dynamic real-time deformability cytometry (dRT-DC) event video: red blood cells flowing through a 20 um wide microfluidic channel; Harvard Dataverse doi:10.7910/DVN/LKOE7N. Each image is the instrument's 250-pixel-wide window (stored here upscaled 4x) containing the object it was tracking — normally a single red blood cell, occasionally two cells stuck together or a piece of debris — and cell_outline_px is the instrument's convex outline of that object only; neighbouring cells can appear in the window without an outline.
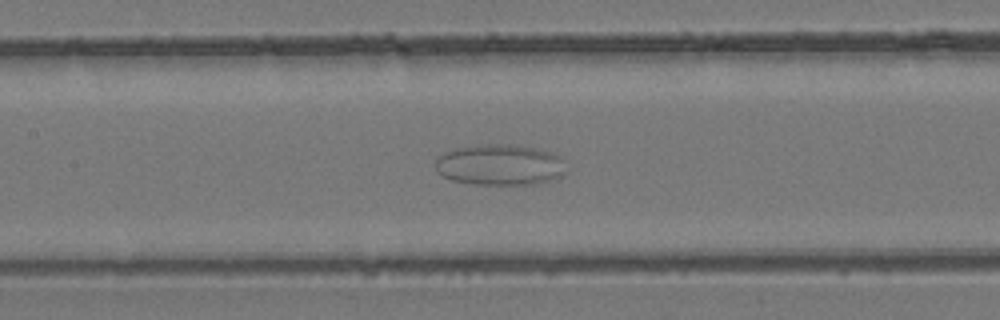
{"species": "common noctule bat (a hibernating species)", "species_latin": "Nyctalus noctula", "temperature_condition": "room temperature", "stored_images_in_passage": 56, "camera_frame_rate_fps": 3000, "um_per_image_px": 0.085, "animal": {"sex": "female", "body_mass_g": 24.6, "forearm_length_mm": 56.2}, "frame": {"image": 1, "passage_image": 27, "time_ms": 8.667, "image_size_px": [1000, 320], "cell_outline_px": [[564, 172], [560, 176], [548, 180], [528, 184], [476, 184], [452, 180], [444, 176], [436, 168], [436, 160], [440, 156], [456, 148], [484, 144], [508, 144], [532, 148], [548, 152], [560, 156]], "centroid_in_image_um": [42.46, 14.01], "position_along_channel_um": 164.9, "area_um2": 30.29}}
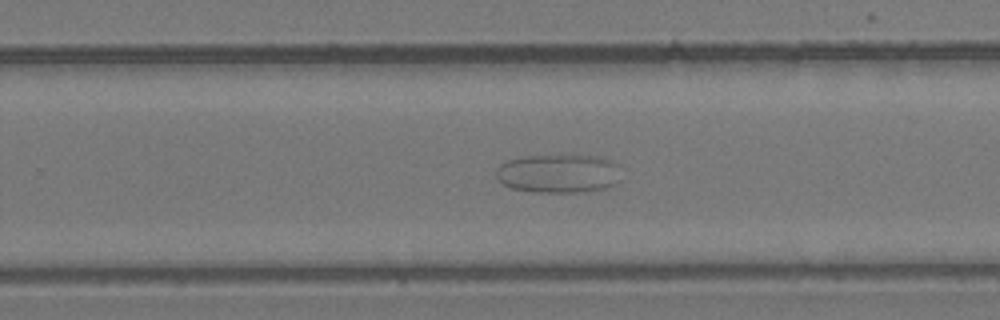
{"frame": {"image": 2, "passage_image": 36, "time_ms": 11.667, "image_size_px": [1000, 320], "cell_outline_px": [[612, 184], [604, 188], [584, 192], [536, 192], [512, 188], [504, 184], [496, 176], [496, 172], [500, 164], [508, 160], [528, 156], [596, 156], [608, 160], [612, 164]], "centroid_in_image_um": [47.29, 14.76], "position_along_channel_um": 282.5, "area_um2": 26.82}}
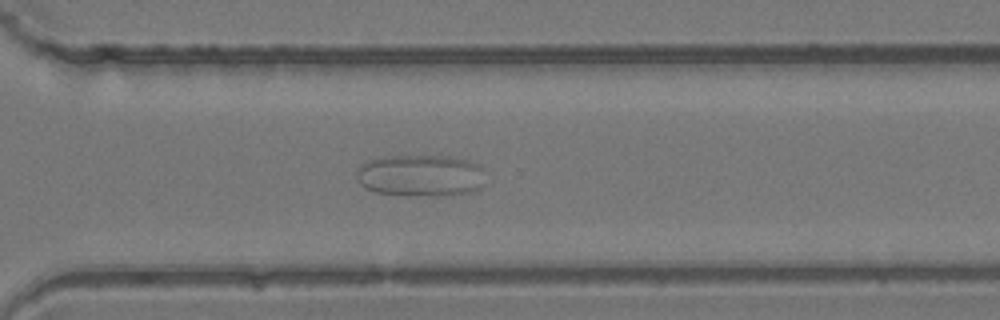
{"frame": {"image": 3, "passage_image": 40, "time_ms": 13.0, "image_size_px": [1000, 320], "cell_outline_px": [[480, 168], [476, 188], [468, 192], [436, 196], [408, 196], [376, 192], [364, 188], [360, 184], [356, 176], [360, 168], [364, 164], [372, 160], [384, 156], [448, 156], [468, 160], [476, 164]], "centroid_in_image_um": [35.63, 14.93], "position_along_channel_um": 335.0, "area_um2": 30.58}}